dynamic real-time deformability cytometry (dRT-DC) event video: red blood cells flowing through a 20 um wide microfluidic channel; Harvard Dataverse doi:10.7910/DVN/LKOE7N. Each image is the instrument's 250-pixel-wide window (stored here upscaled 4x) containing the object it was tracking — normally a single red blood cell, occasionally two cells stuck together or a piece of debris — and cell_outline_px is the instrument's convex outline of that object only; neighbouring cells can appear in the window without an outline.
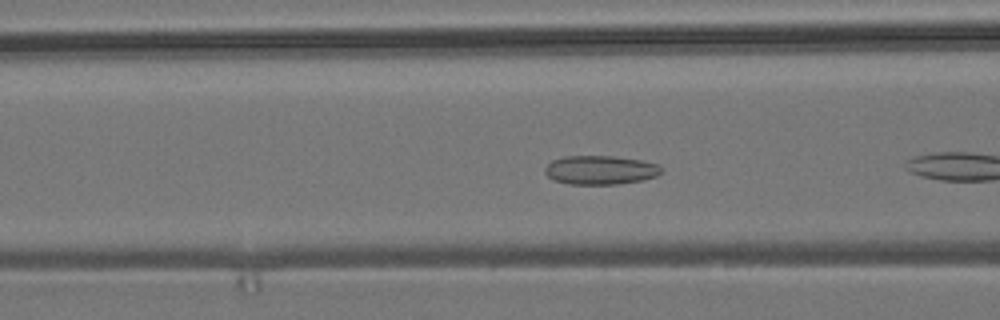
{"species": "common noctule bat (a hibernating species)", "species_latin": "Nyctalus noctula", "temperature_condition": "room temperature", "stored_images_in_passage": 10, "camera_frame_rate_fps": 3000, "um_per_image_px": 0.085, "animal": {"sex": "male", "body_mass_g": 19.2, "forearm_length_mm": 51.8}, "frame": {"image": 1, "passage_image": 5, "time_ms": 1.333, "image_size_px": [1000, 320], "cell_outline_px": [[664, 172], [656, 176], [640, 180], [616, 184], [568, 184], [552, 180], [544, 172], [544, 168], [552, 160], [564, 156], [612, 156], [640, 160], [660, 164], [664, 168]], "centroid_in_image_um": [51.04, 14.45], "position_along_channel_um": 115.6, "area_um2": 19.77}}